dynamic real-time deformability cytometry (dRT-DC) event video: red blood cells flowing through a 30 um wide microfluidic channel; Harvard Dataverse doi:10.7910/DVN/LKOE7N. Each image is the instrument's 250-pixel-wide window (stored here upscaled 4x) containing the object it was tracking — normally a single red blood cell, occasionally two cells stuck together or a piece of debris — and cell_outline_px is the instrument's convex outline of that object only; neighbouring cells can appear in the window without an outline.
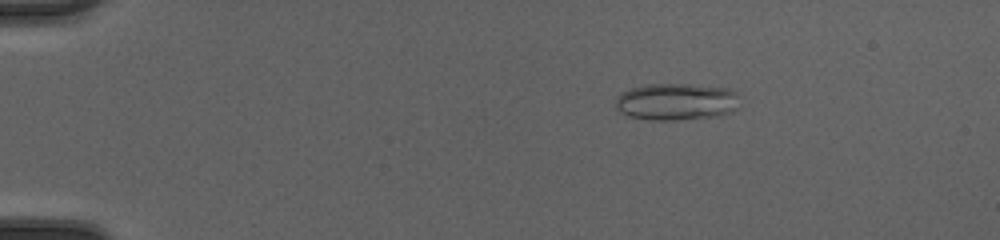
{"species": "common noctule bat (a hibernating species)", "species_latin": "Nyctalus noctula", "temperature_condition": "cold", "stored_images_in_passage": 49, "camera_frame_rate_fps": 3000, "um_per_image_px": 0.085, "animal": {"sex": "female", "body_mass_g": 20.0, "forearm_length_mm": 54.0}, "frame": {"image": 1, "passage_image": 9, "time_ms": 2.667, "image_size_px": [1000, 240], "cell_outline_px": [[736, 108], [732, 112], [716, 116], [676, 120], [652, 120], [628, 116], [620, 112], [616, 108], [616, 96], [620, 92], [628, 88], [644, 84], [688, 84], [728, 88], [736, 92]], "centroid_in_image_um": [57.41, 8.64], "position_along_channel_um": 27.6, "area_um2": 26.88}}
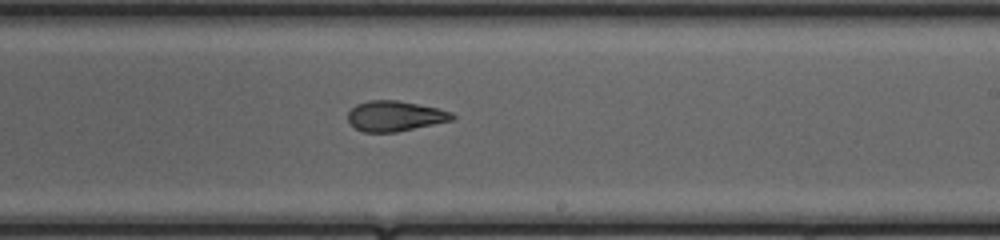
{"frame": {"image": 2, "passage_image": 31, "time_ms": 10.0, "image_size_px": [1000, 240], "cell_outline_px": [[456, 116], [452, 120], [396, 132], [364, 132], [356, 128], [348, 120], [348, 112], [356, 104], [368, 100], [396, 100], [436, 108], [452, 112]], "centroid_in_image_um": [33.55, 9.86], "position_along_channel_um": 255.4, "area_um2": 18.21}}
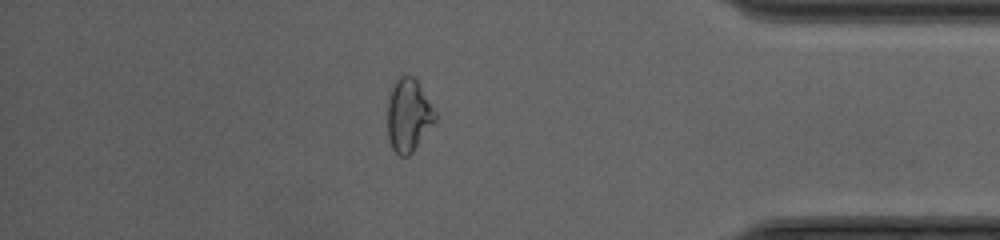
{"frame": {"image": 3, "passage_image": 43, "time_ms": 14.0, "image_size_px": [1000, 240], "cell_outline_px": [[436, 120], [412, 152], [408, 156], [400, 156], [392, 148], [388, 140], [388, 96], [396, 80], [400, 76], [412, 76], [416, 80], [436, 112]], "centroid_in_image_um": [34.7, 9.81], "position_along_channel_um": 400.5, "area_um2": 19.94}, "authors_computed_cell_mechanics": {"area_um2": 20.4612, "velocity_mm_per_s": 4.3035, "shape_relaxation_time_tau1_ms": null, "shape_relaxation_time_tau2_ms": 2.1491, "deformation_change_tau1": null, "deformation_change_tau2": 0.0886}}